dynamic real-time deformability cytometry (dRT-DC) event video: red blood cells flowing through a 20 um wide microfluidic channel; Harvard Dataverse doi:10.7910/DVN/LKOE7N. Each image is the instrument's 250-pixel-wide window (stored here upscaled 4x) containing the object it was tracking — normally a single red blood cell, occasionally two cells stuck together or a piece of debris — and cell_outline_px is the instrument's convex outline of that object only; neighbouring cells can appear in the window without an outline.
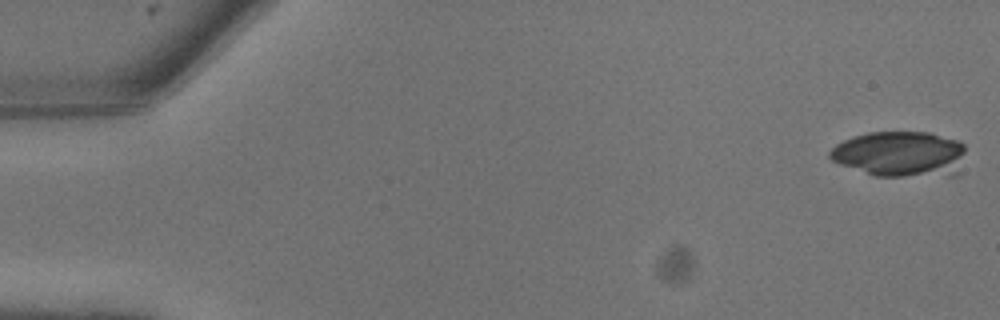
{"species": "common noctule bat (a hibernating species)", "species_latin": "Nyctalus noctula", "temperature_condition": "warm", "stored_images_in_passage": 7, "camera_frame_rate_fps": 3000, "um_per_image_px": 0.085, "animal": {"sex": "male", "body_mass_g": 13.3}, "frame": {"image": 1, "passage_image": 1, "time_ms": 0.0, "image_size_px": [1000, 320], "cell_outline_px": [[964, 152], [956, 176], [876, 176], [840, 164], [832, 160], [828, 156], [828, 152], [836, 144], [852, 136], [868, 132], [928, 132], [956, 140], [964, 144]], "centroid_in_image_um": [76.5, 13.1], "position_along_channel_um": 8.5, "area_um2": 36.18}}
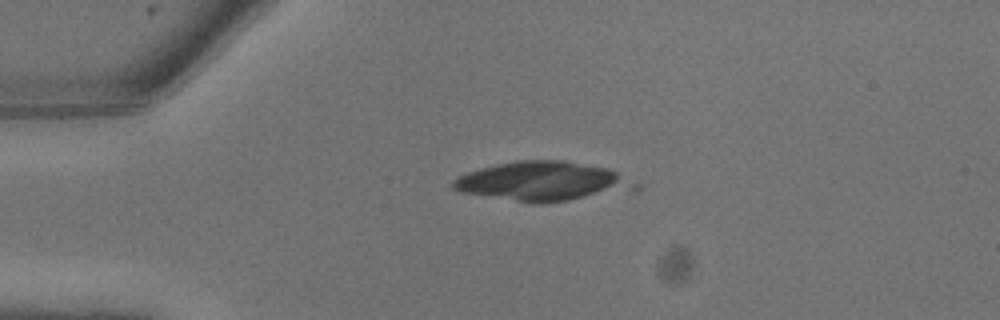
{"frame": {"image": 2, "passage_image": 6, "time_ms": 1.667, "image_size_px": [1000, 320], "cell_outline_px": [[616, 180], [612, 184], [604, 188], [568, 200], [544, 204], [532, 204], [460, 192], [452, 188], [452, 180], [468, 172], [480, 168], [516, 160], [564, 160], [608, 168], [616, 172]], "centroid_in_image_um": [45.5, 15.37], "position_along_channel_um": 39.5, "area_um2": 37.97}}